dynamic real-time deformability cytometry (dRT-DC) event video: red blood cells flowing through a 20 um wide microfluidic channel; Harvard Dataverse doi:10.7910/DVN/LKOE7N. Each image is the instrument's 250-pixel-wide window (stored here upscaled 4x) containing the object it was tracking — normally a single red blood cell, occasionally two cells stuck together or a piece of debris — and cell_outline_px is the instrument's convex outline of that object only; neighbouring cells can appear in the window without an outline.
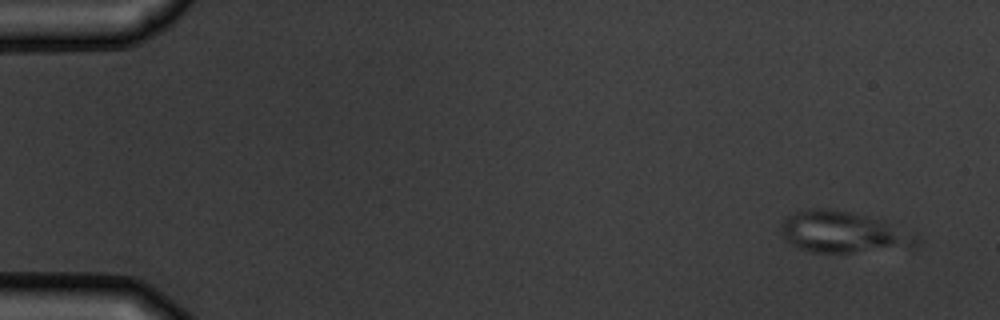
{"species": "common noctule bat (a hibernating species)", "species_latin": "Nyctalus noctula", "temperature_condition": "warm", "stored_images_in_passage": 4, "camera_frame_rate_fps": 3000, "um_per_image_px": 0.085, "animal": {"sex": "male", "body_mass_g": 19.5, "forearm_length_mm": 54.6}, "frame": {"image": 1, "passage_image": 1, "time_ms": 0.0, "image_size_px": [1000, 320], "cell_outline_px": [[920, 244], [916, 248], [852, 252], [808, 252], [796, 248], [788, 244], [780, 232], [784, 220], [788, 216], [796, 212], [808, 208], [828, 208], [852, 212], [884, 220], [916, 236], [920, 240]], "centroid_in_image_um": [71.68, 19.75], "position_along_channel_um": 13.3, "area_um2": 33.06}}